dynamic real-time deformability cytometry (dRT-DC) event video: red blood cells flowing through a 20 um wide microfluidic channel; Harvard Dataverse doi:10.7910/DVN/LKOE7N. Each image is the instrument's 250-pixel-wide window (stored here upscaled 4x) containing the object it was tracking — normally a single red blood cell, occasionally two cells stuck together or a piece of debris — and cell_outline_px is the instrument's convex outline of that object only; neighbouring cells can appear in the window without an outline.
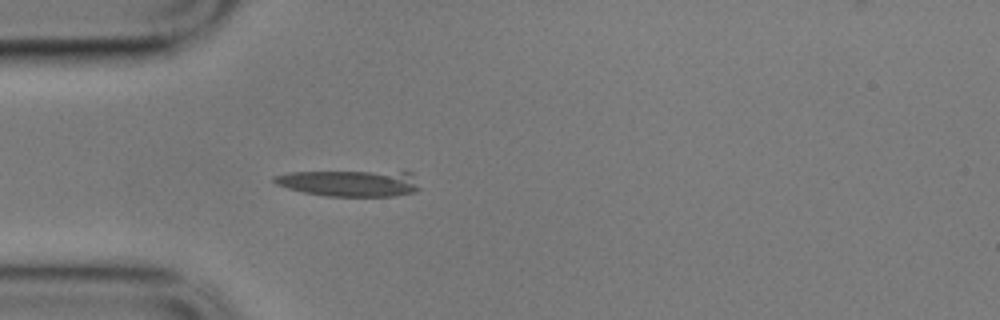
{"species": "common noctule bat (a hibernating species)", "species_latin": "Nyctalus noctula", "temperature_condition": "cold", "stored_images_in_passage": 5, "camera_frame_rate_fps": 3000, "um_per_image_px": 0.085, "animal": {"sex": "male", "body_mass_g": 17.9}, "frame": {"image": 1, "passage_image": 4, "time_ms": 1.0, "image_size_px": [1000, 320], "cell_outline_px": [[420, 188], [412, 192], [396, 196], [324, 196], [304, 192], [288, 188], [276, 184], [272, 180], [272, 176], [288, 172], [404, 168], [412, 172]], "centroid_in_image_um": [29.82, 15.49], "position_along_channel_um": 55.2, "area_um2": 23.93}}